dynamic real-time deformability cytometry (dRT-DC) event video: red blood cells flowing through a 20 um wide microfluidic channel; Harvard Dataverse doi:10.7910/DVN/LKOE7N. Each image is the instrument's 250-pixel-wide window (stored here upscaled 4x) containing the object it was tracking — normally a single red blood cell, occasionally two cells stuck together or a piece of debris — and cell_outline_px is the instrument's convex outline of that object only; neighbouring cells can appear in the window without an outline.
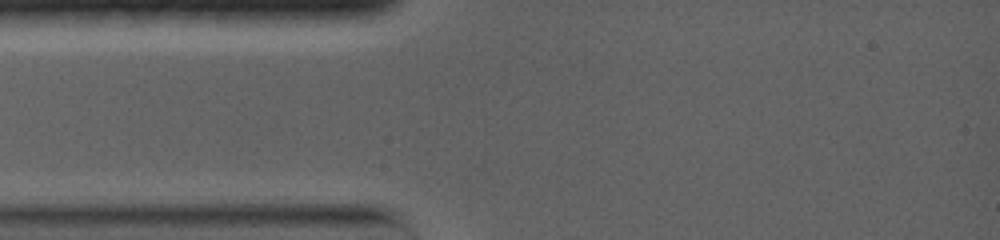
{"species": "common noctule bat (a hibernating species)", "species_latin": "Nyctalus noctula", "temperature_condition": "warm", "stored_images_in_passage": 1, "camera_frame_rate_fps": 5000, "um_per_image_px": 0.085, "animal": {"sex": "female", "body_mass_g": 19.0, "forearm_length_mm": 56.7}, "frame": {"image": 1, "passage_image": 1, "time_ms": 0.0, "image_size_px": [1000, 240], "cell_outline_px": [[608, 172], [600, 196], [540, 184], [540, 176], [556, 164]], "centroid_in_image_um": [48.87, 15.23], "position_along_channel_um": 36.1, "area_um2": 10.23}}